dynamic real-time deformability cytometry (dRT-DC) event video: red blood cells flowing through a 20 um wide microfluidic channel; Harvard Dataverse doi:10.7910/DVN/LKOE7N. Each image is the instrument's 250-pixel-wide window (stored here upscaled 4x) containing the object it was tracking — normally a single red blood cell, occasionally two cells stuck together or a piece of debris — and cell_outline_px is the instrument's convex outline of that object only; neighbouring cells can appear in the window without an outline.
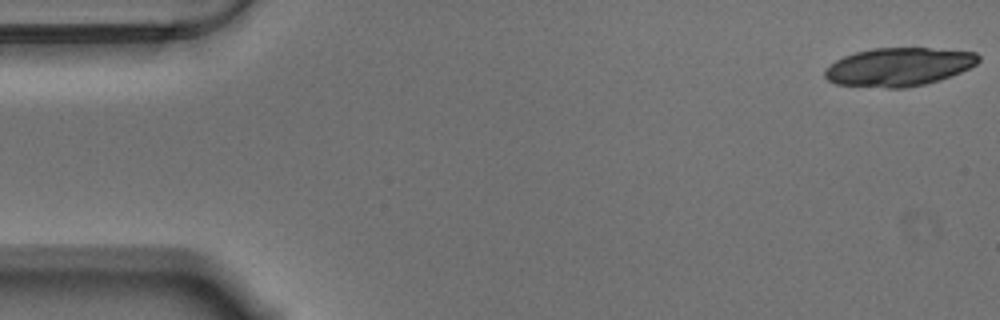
{"species": "Egyptian fruit bat (a non-hibernating species)", "species_latin": "Rousettus aegyptiacus", "temperature_condition": "warm", "stored_images_in_passage": 18, "camera_frame_rate_fps": 3000, "um_per_image_px": 0.085, "animal": {"sex": "male"}, "frame": {"image": 1, "passage_image": 1, "time_ms": 0.0, "image_size_px": [1000, 320], "cell_outline_px": [[980, 60], [976, 64], [960, 72], [940, 80], [924, 84], [904, 88], [884, 88], [836, 84], [828, 80], [824, 76], [824, 72], [836, 60], [844, 56], [856, 52], [872, 48], [928, 48], [976, 52], [980, 56]], "centroid_in_image_um": [76.4, 5.69], "position_along_channel_um": 8.6, "area_um2": 34.22}}